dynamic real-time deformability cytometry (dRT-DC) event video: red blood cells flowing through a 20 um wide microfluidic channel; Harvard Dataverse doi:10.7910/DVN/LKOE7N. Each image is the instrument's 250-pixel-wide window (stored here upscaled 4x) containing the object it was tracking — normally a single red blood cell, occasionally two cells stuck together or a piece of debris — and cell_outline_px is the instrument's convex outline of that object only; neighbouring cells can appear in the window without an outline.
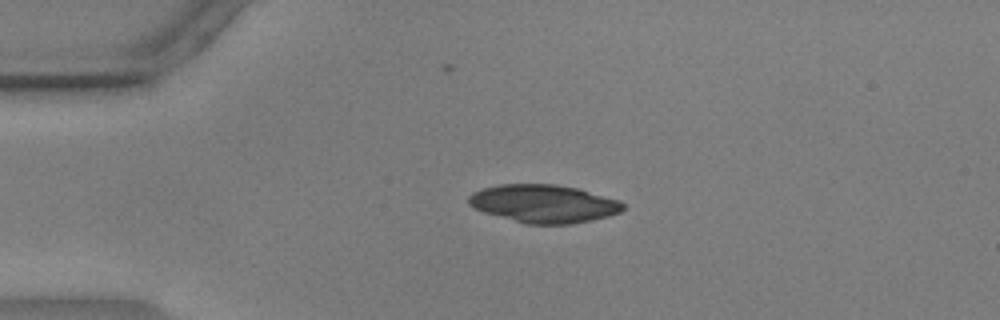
{"species": "common noctule bat (a hibernating species)", "species_latin": "Nyctalus noctula", "temperature_condition": "warm", "stored_images_in_passage": 56, "camera_frame_rate_fps": 3000, "um_per_image_px": 0.085, "animal": {"sex": "male", "body_mass_g": 17.9, "forearm_length_mm": 54.2}, "frame": {"image": 1, "passage_image": 12, "time_ms": 3.667, "image_size_px": [1000, 320], "cell_outline_px": [[624, 208], [620, 212], [608, 216], [568, 224], [528, 224], [484, 212], [468, 204], [468, 196], [472, 192], [484, 188], [500, 184], [556, 184], [576, 188], [620, 200], [624, 204]], "centroid_in_image_um": [46.21, 17.3], "position_along_channel_um": 38.8, "area_um2": 33.87}}
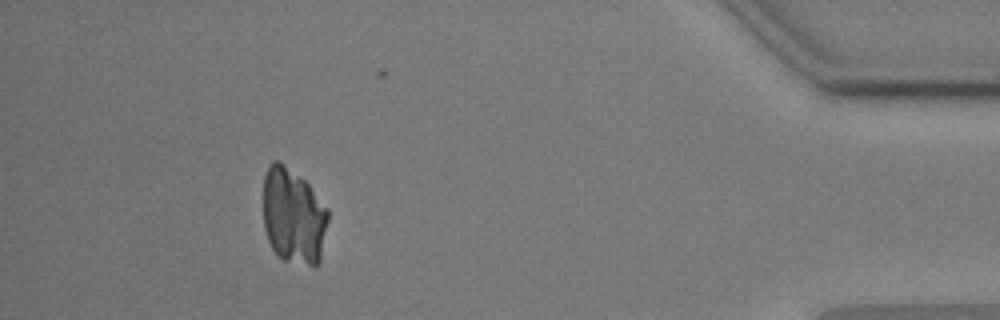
{"frame": {"image": 2, "passage_image": 50, "time_ms": 16.333, "image_size_px": [1000, 320], "cell_outline_px": [[328, 220], [320, 260], [316, 268], [284, 260], [276, 256], [268, 240], [264, 228], [264, 176], [268, 164], [272, 160], [280, 160], [304, 180], [308, 184], [328, 208]], "centroid_in_image_um": [24.93, 18.38], "position_along_channel_um": 410.3, "area_um2": 36.65}}